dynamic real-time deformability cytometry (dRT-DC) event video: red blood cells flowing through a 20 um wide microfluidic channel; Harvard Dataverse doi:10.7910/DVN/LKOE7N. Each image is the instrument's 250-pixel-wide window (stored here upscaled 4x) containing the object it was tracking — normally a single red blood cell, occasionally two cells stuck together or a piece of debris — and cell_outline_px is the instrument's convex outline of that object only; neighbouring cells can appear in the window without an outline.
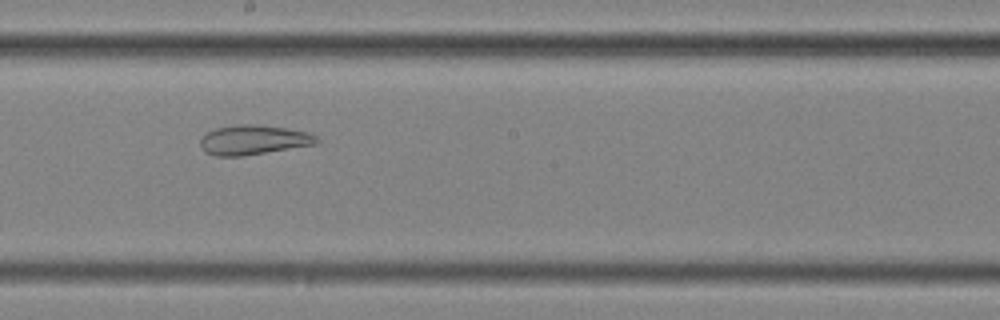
{"species": "common noctule bat (a hibernating species)", "species_latin": "Nyctalus noctula", "temperature_condition": "cold", "stored_images_in_passage": 58, "camera_frame_rate_fps": 3000, "um_per_image_px": 0.085, "animal": {"sex": "female", "body_mass_g": 25.1}, "frame": {"image": 1, "passage_image": 33, "time_ms": 10.667, "image_size_px": [1000, 320], "cell_outline_px": [[320, 140], [316, 144], [244, 156], [216, 156], [204, 152], [200, 144], [200, 140], [208, 132], [216, 128], [236, 124], [256, 124], [284, 128], [308, 132], [316, 136]], "centroid_in_image_um": [21.54, 11.89], "position_along_channel_um": 226.7, "area_um2": 20.06}}
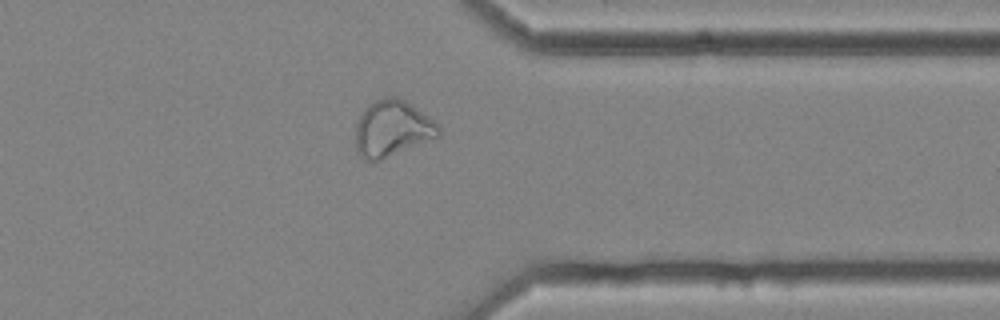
{"frame": {"image": 2, "passage_image": 46, "time_ms": 15.0, "image_size_px": [1000, 320], "cell_outline_px": [[440, 136], [372, 164], [360, 156], [356, 152], [356, 124], [364, 108], [368, 104], [376, 100], [388, 96], [396, 96], [412, 104], [436, 120], [440, 124]], "centroid_in_image_um": [33.36, 10.94], "position_along_channel_um": 378.0, "area_um2": 27.8}, "authors_computed_cell_mechanics": {"area_um2": 28.7555, "velocity_mm_per_s": 3.5659, "shape_relaxation_time_tau1_ms": null, "shape_relaxation_time_tau2_ms": 2.114, "deformation_change_tau1": null, "deformation_change_tau2": 0.0945}}